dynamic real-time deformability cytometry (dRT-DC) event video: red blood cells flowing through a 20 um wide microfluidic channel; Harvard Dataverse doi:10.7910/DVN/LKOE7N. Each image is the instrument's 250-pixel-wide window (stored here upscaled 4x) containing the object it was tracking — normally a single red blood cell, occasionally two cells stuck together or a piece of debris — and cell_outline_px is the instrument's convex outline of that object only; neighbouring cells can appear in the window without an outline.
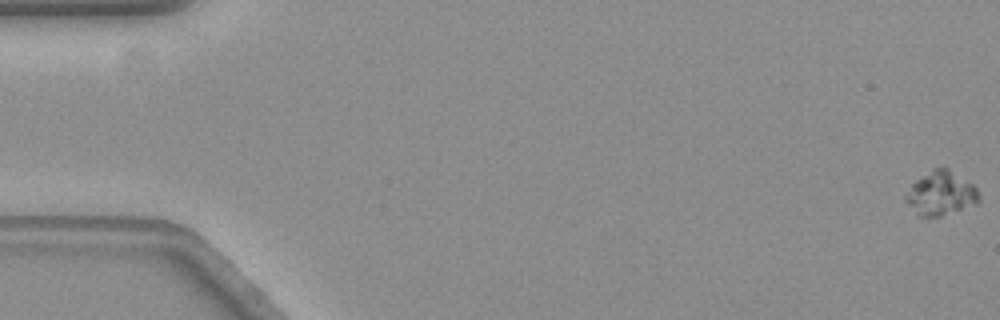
{"species": "common noctule bat (a hibernating species)", "species_latin": "Nyctalus noctula", "temperature_condition": "warm", "stored_images_in_passage": 61, "camera_frame_rate_fps": 3000, "um_per_image_px": 0.085, "animal": {"sex": "female", "body_mass_g": 19.3, "forearm_length_mm": 54.1}, "frame": {"image": 1, "passage_image": 1, "time_ms": 0.0, "image_size_px": [1000, 320], "cell_outline_px": [[980, 200], [976, 204], [940, 216], [920, 216], [904, 200], [904, 196], [912, 184], [916, 180], [932, 168], [948, 168], [972, 184], [976, 188], [980, 196]], "centroid_in_image_um": [79.97, 16.43], "position_along_channel_um": 5.0, "area_um2": 18.5}}
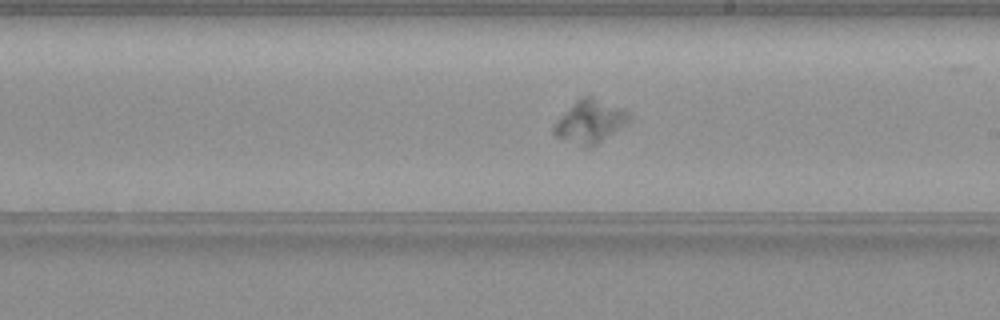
{"frame": {"image": 2, "passage_image": 35, "time_ms": 11.333, "image_size_px": [1000, 320], "cell_outline_px": [[632, 120], [596, 144], [588, 148], [556, 136], [552, 132], [552, 128], [556, 120], [580, 96], [592, 96], [620, 108], [628, 112]], "centroid_in_image_um": [50.13, 10.32], "position_along_channel_um": 238.9, "area_um2": 18.5}}
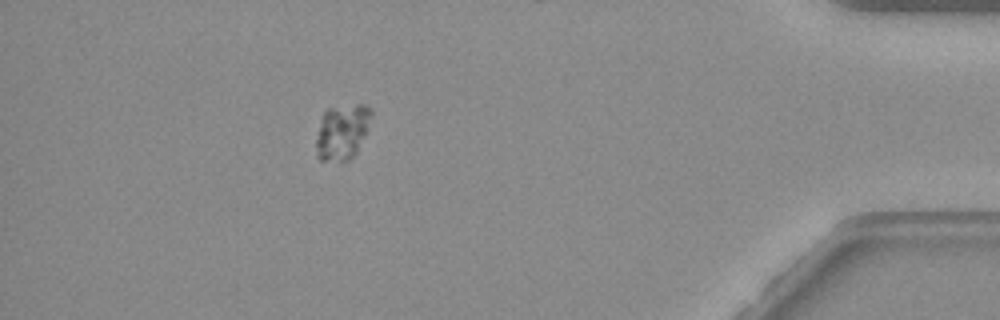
{"frame": {"image": 3, "passage_image": 54, "time_ms": 17.667, "image_size_px": [1000, 320], "cell_outline_px": [[372, 116], [356, 152], [348, 160], [340, 164], [320, 160], [316, 156], [316, 140], [320, 116], [328, 108], [356, 104], [364, 104], [372, 112]], "centroid_in_image_um": [29.03, 11.24], "position_along_channel_um": 406.2, "area_um2": 17.98}}